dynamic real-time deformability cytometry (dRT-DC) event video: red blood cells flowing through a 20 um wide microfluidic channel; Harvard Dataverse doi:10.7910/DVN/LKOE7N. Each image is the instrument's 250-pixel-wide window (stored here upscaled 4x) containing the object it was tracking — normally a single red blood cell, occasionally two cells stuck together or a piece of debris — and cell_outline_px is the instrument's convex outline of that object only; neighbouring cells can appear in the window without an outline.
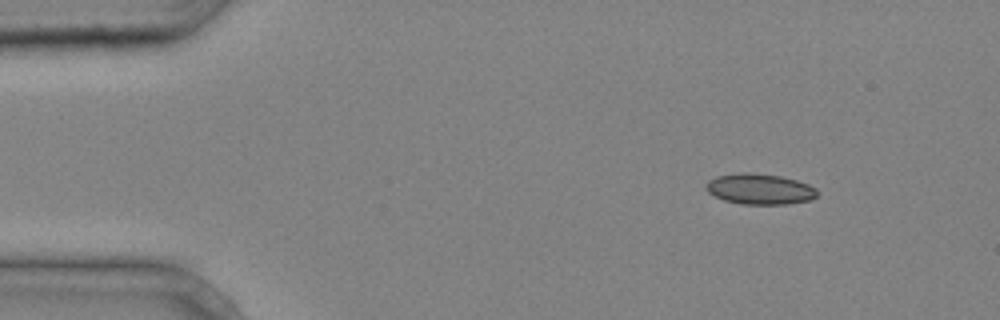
{"species": "common noctule bat (a hibernating species)", "species_latin": "Nyctalus noctula", "temperature_condition": "cold", "stored_images_in_passage": 37, "camera_frame_rate_fps": 3000, "um_per_image_px": 0.085, "animal": {"sex": "male", "body_mass_g": 20.4}, "frame": {"image": 1, "passage_image": 1, "time_ms": 0.0, "image_size_px": [1000, 320], "cell_outline_px": [[816, 196], [812, 200], [788, 204], [740, 204], [724, 200], [708, 192], [704, 188], [704, 184], [708, 180], [716, 176], [740, 172], [752, 172], [780, 176], [796, 180], [808, 184], [816, 188]], "centroid_in_image_um": [64.55, 16.06], "position_along_channel_um": 20.5, "area_um2": 20.06}}
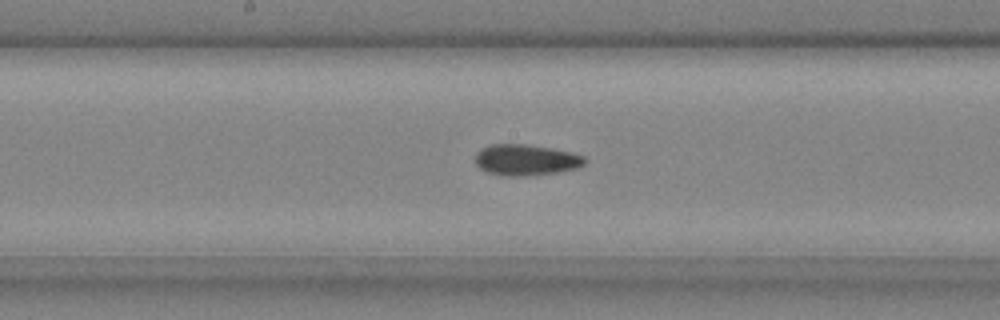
{"frame": {"image": 2, "passage_image": 18, "time_ms": 5.667, "image_size_px": [1000, 320], "cell_outline_px": [[588, 160], [584, 164], [576, 168], [556, 172], [524, 176], [504, 176], [488, 172], [480, 168], [476, 164], [476, 152], [480, 148], [492, 144], [524, 144], [552, 148], [572, 152], [584, 156]], "centroid_in_image_um": [44.7, 13.58], "position_along_channel_um": 203.5, "area_um2": 19.83}}
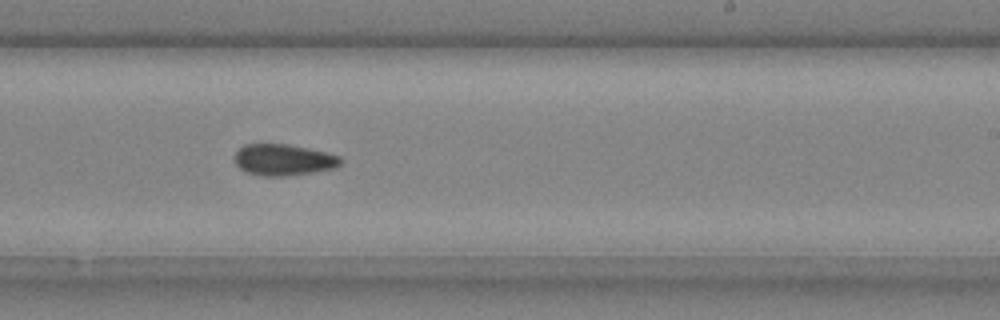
{"frame": {"image": 3, "passage_image": 22, "time_ms": 7.0, "image_size_px": [1000, 320], "cell_outline_px": [[344, 160], [336, 168], [312, 172], [284, 176], [264, 176], [248, 172], [240, 168], [236, 164], [236, 152], [244, 144], [288, 144], [308, 148], [340, 156]], "centroid_in_image_um": [24.13, 13.58], "position_along_channel_um": 264.9, "area_um2": 19.19}}